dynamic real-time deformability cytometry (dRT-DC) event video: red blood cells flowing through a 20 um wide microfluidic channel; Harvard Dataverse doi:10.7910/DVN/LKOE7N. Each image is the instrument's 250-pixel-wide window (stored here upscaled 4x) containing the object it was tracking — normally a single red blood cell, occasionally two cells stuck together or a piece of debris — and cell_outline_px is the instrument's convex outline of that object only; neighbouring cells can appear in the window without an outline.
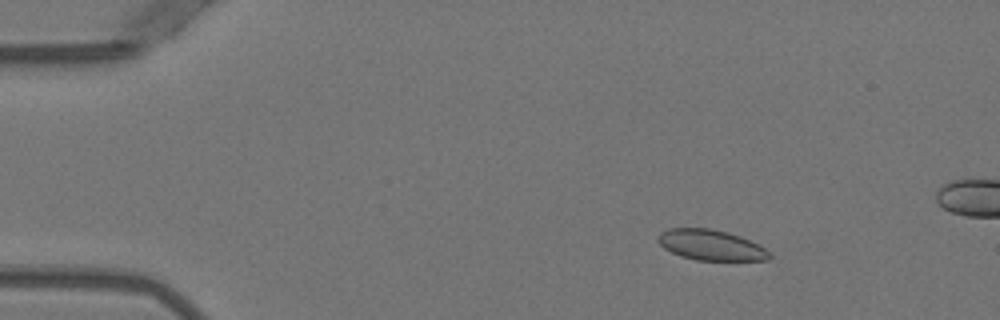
{"species": "Egyptian fruit bat (a non-hibernating species)", "species_latin": "Rousettus aegyptiacus", "temperature_condition": "warm", "stored_images_in_passage": 17, "camera_frame_rate_fps": 3000, "um_per_image_px": 0.085, "animal": {"sex": "female"}, "frame": {"image": 1, "passage_image": 8, "time_ms": 2.333, "image_size_px": [1000, 320], "cell_outline_px": [[772, 256], [768, 260], [696, 260], [680, 256], [664, 248], [660, 244], [660, 232], [668, 228], [708, 228], [728, 232], [740, 236], [760, 244]], "centroid_in_image_um": [60.45, 20.83], "position_along_channel_um": 24.5, "area_um2": 19.71}}